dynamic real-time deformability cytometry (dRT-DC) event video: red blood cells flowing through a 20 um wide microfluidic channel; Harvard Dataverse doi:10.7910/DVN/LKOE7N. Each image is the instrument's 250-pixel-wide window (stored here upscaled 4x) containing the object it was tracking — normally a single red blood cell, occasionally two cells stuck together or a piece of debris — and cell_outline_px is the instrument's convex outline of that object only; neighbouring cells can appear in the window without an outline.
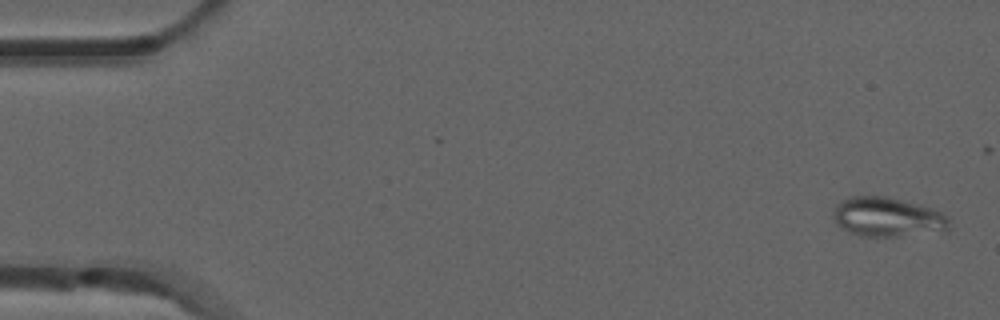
{"species": "common noctule bat (a hibernating species)", "species_latin": "Nyctalus noctula", "temperature_condition": "room temperature", "stored_images_in_passage": 6, "camera_frame_rate_fps": 3000, "um_per_image_px": 0.085, "animal": {"sex": "male", "forearm_length_mm": 52.5}, "frame": {"image": 1, "passage_image": 1, "time_ms": 0.0, "image_size_px": [1000, 320], "cell_outline_px": [[948, 232], [900, 236], [860, 236], [836, 224], [832, 216], [832, 212], [836, 204], [848, 196], [884, 196], [920, 204], [932, 208], [948, 216]], "centroid_in_image_um": [75.45, 18.45], "position_along_channel_um": 9.5, "area_um2": 26.88}}